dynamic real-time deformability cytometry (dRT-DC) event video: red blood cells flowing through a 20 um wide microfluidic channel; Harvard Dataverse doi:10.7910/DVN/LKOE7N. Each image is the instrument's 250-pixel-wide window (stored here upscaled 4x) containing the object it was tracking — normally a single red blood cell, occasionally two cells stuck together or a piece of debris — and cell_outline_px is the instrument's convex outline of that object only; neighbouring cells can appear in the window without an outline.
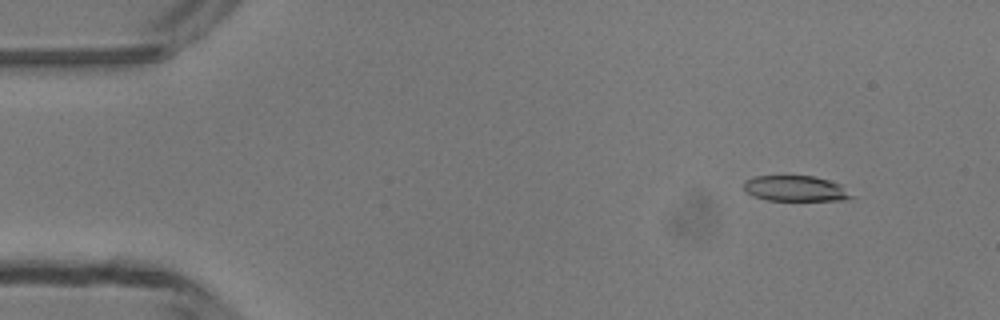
{"species": "common noctule bat (a hibernating species)", "species_latin": "Nyctalus noctula", "temperature_condition": "room temperature", "stored_images_in_passage": 49, "camera_frame_rate_fps": 3000, "um_per_image_px": 0.085, "animal": {"sex": "male", "body_mass_g": 13.3}, "frame": {"image": 1, "passage_image": 5, "time_ms": 1.333, "image_size_px": [1000, 320], "cell_outline_px": [[852, 196], [840, 200], [768, 200], [756, 196], [748, 192], [744, 188], [744, 180], [756, 176], [812, 176], [828, 180], [840, 184]], "centroid_in_image_um": [67.58, 16.01], "position_along_channel_um": 17.4, "area_um2": 15.61}}
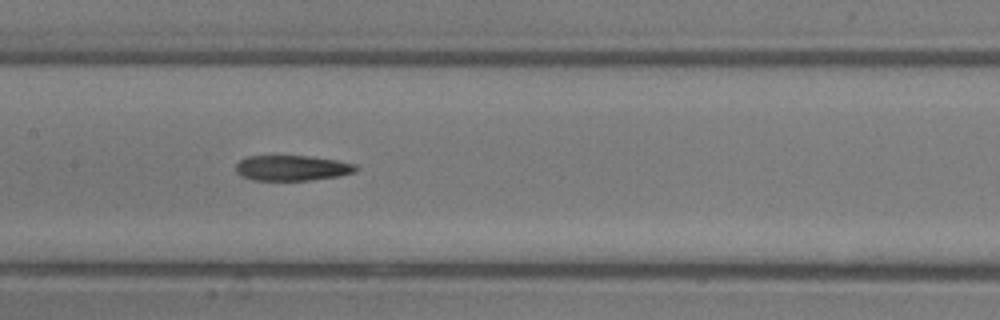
{"frame": {"image": 2, "passage_image": 24, "time_ms": 7.667, "image_size_px": [1000, 320], "cell_outline_px": [[360, 168], [352, 172], [340, 176], [312, 180], [252, 180], [240, 176], [236, 172], [236, 164], [240, 160], [248, 156], [308, 156], [336, 160], [356, 164]], "centroid_in_image_um": [24.82, 14.28], "position_along_channel_um": 182.6, "area_um2": 17.8}}
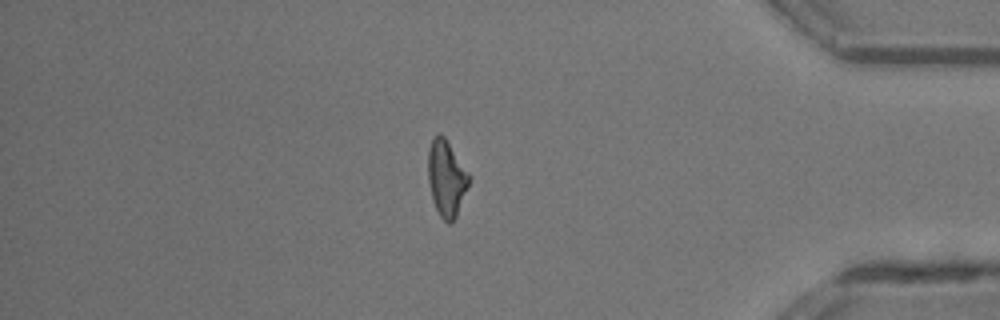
{"frame": {"image": 3, "passage_image": 42, "time_ms": 13.667, "image_size_px": [1000, 320], "cell_outline_px": [[472, 176], [456, 216], [452, 224], [448, 224], [440, 216], [436, 208], [432, 196], [428, 180], [428, 148], [432, 136], [440, 132], [444, 136]], "centroid_in_image_um": [37.95, 15.11], "position_along_channel_um": 397.2, "area_um2": 18.32}, "authors_computed_cell_mechanics": {"area_um2": 18.0914, "velocity_mm_per_s": 4.1779, "shape_relaxation_time_tau1_ms": 8.5771, "shape_relaxation_time_tau2_ms": 10.3126, "deformation_change_tau1": 0.2979, "deformation_change_tau2": 0.2952}}